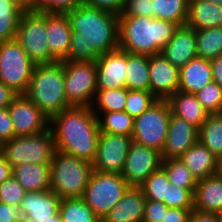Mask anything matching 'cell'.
I'll return each instance as SVG.
<instances>
[{
    "mask_svg": "<svg viewBox=\"0 0 222 222\" xmlns=\"http://www.w3.org/2000/svg\"><path fill=\"white\" fill-rule=\"evenodd\" d=\"M157 100L150 91L128 89L124 111L136 118Z\"/></svg>",
    "mask_w": 222,
    "mask_h": 222,
    "instance_id": "obj_38",
    "label": "cell"
},
{
    "mask_svg": "<svg viewBox=\"0 0 222 222\" xmlns=\"http://www.w3.org/2000/svg\"><path fill=\"white\" fill-rule=\"evenodd\" d=\"M83 4V0H52V13H65Z\"/></svg>",
    "mask_w": 222,
    "mask_h": 222,
    "instance_id": "obj_49",
    "label": "cell"
},
{
    "mask_svg": "<svg viewBox=\"0 0 222 222\" xmlns=\"http://www.w3.org/2000/svg\"><path fill=\"white\" fill-rule=\"evenodd\" d=\"M128 89H97L92 112L98 117L102 112L124 111Z\"/></svg>",
    "mask_w": 222,
    "mask_h": 222,
    "instance_id": "obj_31",
    "label": "cell"
},
{
    "mask_svg": "<svg viewBox=\"0 0 222 222\" xmlns=\"http://www.w3.org/2000/svg\"><path fill=\"white\" fill-rule=\"evenodd\" d=\"M26 192H44L51 189L50 164H22L12 174Z\"/></svg>",
    "mask_w": 222,
    "mask_h": 222,
    "instance_id": "obj_27",
    "label": "cell"
},
{
    "mask_svg": "<svg viewBox=\"0 0 222 222\" xmlns=\"http://www.w3.org/2000/svg\"><path fill=\"white\" fill-rule=\"evenodd\" d=\"M212 81L210 60L195 57L179 68L178 91L195 94Z\"/></svg>",
    "mask_w": 222,
    "mask_h": 222,
    "instance_id": "obj_22",
    "label": "cell"
},
{
    "mask_svg": "<svg viewBox=\"0 0 222 222\" xmlns=\"http://www.w3.org/2000/svg\"><path fill=\"white\" fill-rule=\"evenodd\" d=\"M13 174V168L6 161L5 157L0 156V184L8 180Z\"/></svg>",
    "mask_w": 222,
    "mask_h": 222,
    "instance_id": "obj_53",
    "label": "cell"
},
{
    "mask_svg": "<svg viewBox=\"0 0 222 222\" xmlns=\"http://www.w3.org/2000/svg\"><path fill=\"white\" fill-rule=\"evenodd\" d=\"M221 214L193 209L189 222H220Z\"/></svg>",
    "mask_w": 222,
    "mask_h": 222,
    "instance_id": "obj_48",
    "label": "cell"
},
{
    "mask_svg": "<svg viewBox=\"0 0 222 222\" xmlns=\"http://www.w3.org/2000/svg\"><path fill=\"white\" fill-rule=\"evenodd\" d=\"M100 132L132 136L134 118L125 111L102 112L98 117Z\"/></svg>",
    "mask_w": 222,
    "mask_h": 222,
    "instance_id": "obj_32",
    "label": "cell"
},
{
    "mask_svg": "<svg viewBox=\"0 0 222 222\" xmlns=\"http://www.w3.org/2000/svg\"><path fill=\"white\" fill-rule=\"evenodd\" d=\"M198 141V128L171 114L162 159H178Z\"/></svg>",
    "mask_w": 222,
    "mask_h": 222,
    "instance_id": "obj_16",
    "label": "cell"
},
{
    "mask_svg": "<svg viewBox=\"0 0 222 222\" xmlns=\"http://www.w3.org/2000/svg\"><path fill=\"white\" fill-rule=\"evenodd\" d=\"M198 141L218 159L222 156V113L209 114L198 129Z\"/></svg>",
    "mask_w": 222,
    "mask_h": 222,
    "instance_id": "obj_29",
    "label": "cell"
},
{
    "mask_svg": "<svg viewBox=\"0 0 222 222\" xmlns=\"http://www.w3.org/2000/svg\"><path fill=\"white\" fill-rule=\"evenodd\" d=\"M28 11L32 13H52V0H28Z\"/></svg>",
    "mask_w": 222,
    "mask_h": 222,
    "instance_id": "obj_50",
    "label": "cell"
},
{
    "mask_svg": "<svg viewBox=\"0 0 222 222\" xmlns=\"http://www.w3.org/2000/svg\"><path fill=\"white\" fill-rule=\"evenodd\" d=\"M120 16L154 18L153 0H124V7Z\"/></svg>",
    "mask_w": 222,
    "mask_h": 222,
    "instance_id": "obj_42",
    "label": "cell"
},
{
    "mask_svg": "<svg viewBox=\"0 0 222 222\" xmlns=\"http://www.w3.org/2000/svg\"><path fill=\"white\" fill-rule=\"evenodd\" d=\"M40 222H62V220L58 212L56 215L50 217V219H46L45 221H40Z\"/></svg>",
    "mask_w": 222,
    "mask_h": 222,
    "instance_id": "obj_55",
    "label": "cell"
},
{
    "mask_svg": "<svg viewBox=\"0 0 222 222\" xmlns=\"http://www.w3.org/2000/svg\"><path fill=\"white\" fill-rule=\"evenodd\" d=\"M178 27L162 19L119 16V48L132 54H160Z\"/></svg>",
    "mask_w": 222,
    "mask_h": 222,
    "instance_id": "obj_3",
    "label": "cell"
},
{
    "mask_svg": "<svg viewBox=\"0 0 222 222\" xmlns=\"http://www.w3.org/2000/svg\"><path fill=\"white\" fill-rule=\"evenodd\" d=\"M15 137L14 126L8 108H0V142L3 144Z\"/></svg>",
    "mask_w": 222,
    "mask_h": 222,
    "instance_id": "obj_44",
    "label": "cell"
},
{
    "mask_svg": "<svg viewBox=\"0 0 222 222\" xmlns=\"http://www.w3.org/2000/svg\"><path fill=\"white\" fill-rule=\"evenodd\" d=\"M72 30L64 61H97L103 53L119 48V16L82 4L65 12Z\"/></svg>",
    "mask_w": 222,
    "mask_h": 222,
    "instance_id": "obj_1",
    "label": "cell"
},
{
    "mask_svg": "<svg viewBox=\"0 0 222 222\" xmlns=\"http://www.w3.org/2000/svg\"><path fill=\"white\" fill-rule=\"evenodd\" d=\"M206 1L214 2L216 4L222 5V0H206Z\"/></svg>",
    "mask_w": 222,
    "mask_h": 222,
    "instance_id": "obj_57",
    "label": "cell"
},
{
    "mask_svg": "<svg viewBox=\"0 0 222 222\" xmlns=\"http://www.w3.org/2000/svg\"><path fill=\"white\" fill-rule=\"evenodd\" d=\"M132 143L130 136L100 132L93 171L121 174Z\"/></svg>",
    "mask_w": 222,
    "mask_h": 222,
    "instance_id": "obj_12",
    "label": "cell"
},
{
    "mask_svg": "<svg viewBox=\"0 0 222 222\" xmlns=\"http://www.w3.org/2000/svg\"><path fill=\"white\" fill-rule=\"evenodd\" d=\"M23 13L18 5L8 0H0V43L16 38Z\"/></svg>",
    "mask_w": 222,
    "mask_h": 222,
    "instance_id": "obj_34",
    "label": "cell"
},
{
    "mask_svg": "<svg viewBox=\"0 0 222 222\" xmlns=\"http://www.w3.org/2000/svg\"><path fill=\"white\" fill-rule=\"evenodd\" d=\"M59 214L62 222H100L83 198L61 199Z\"/></svg>",
    "mask_w": 222,
    "mask_h": 222,
    "instance_id": "obj_33",
    "label": "cell"
},
{
    "mask_svg": "<svg viewBox=\"0 0 222 222\" xmlns=\"http://www.w3.org/2000/svg\"><path fill=\"white\" fill-rule=\"evenodd\" d=\"M35 64L14 39L0 43V81L17 95H25Z\"/></svg>",
    "mask_w": 222,
    "mask_h": 222,
    "instance_id": "obj_8",
    "label": "cell"
},
{
    "mask_svg": "<svg viewBox=\"0 0 222 222\" xmlns=\"http://www.w3.org/2000/svg\"><path fill=\"white\" fill-rule=\"evenodd\" d=\"M168 209L165 203L146 199L142 222H162Z\"/></svg>",
    "mask_w": 222,
    "mask_h": 222,
    "instance_id": "obj_43",
    "label": "cell"
},
{
    "mask_svg": "<svg viewBox=\"0 0 222 222\" xmlns=\"http://www.w3.org/2000/svg\"><path fill=\"white\" fill-rule=\"evenodd\" d=\"M146 198L140 187L130 186L101 222H142Z\"/></svg>",
    "mask_w": 222,
    "mask_h": 222,
    "instance_id": "obj_21",
    "label": "cell"
},
{
    "mask_svg": "<svg viewBox=\"0 0 222 222\" xmlns=\"http://www.w3.org/2000/svg\"><path fill=\"white\" fill-rule=\"evenodd\" d=\"M197 57L213 60L222 54V27L196 30Z\"/></svg>",
    "mask_w": 222,
    "mask_h": 222,
    "instance_id": "obj_30",
    "label": "cell"
},
{
    "mask_svg": "<svg viewBox=\"0 0 222 222\" xmlns=\"http://www.w3.org/2000/svg\"><path fill=\"white\" fill-rule=\"evenodd\" d=\"M149 55L127 52L126 88L150 91Z\"/></svg>",
    "mask_w": 222,
    "mask_h": 222,
    "instance_id": "obj_28",
    "label": "cell"
},
{
    "mask_svg": "<svg viewBox=\"0 0 222 222\" xmlns=\"http://www.w3.org/2000/svg\"><path fill=\"white\" fill-rule=\"evenodd\" d=\"M150 92L158 100H167L179 87V68L173 66L163 55L149 56Z\"/></svg>",
    "mask_w": 222,
    "mask_h": 222,
    "instance_id": "obj_15",
    "label": "cell"
},
{
    "mask_svg": "<svg viewBox=\"0 0 222 222\" xmlns=\"http://www.w3.org/2000/svg\"><path fill=\"white\" fill-rule=\"evenodd\" d=\"M194 208H169L162 222H189Z\"/></svg>",
    "mask_w": 222,
    "mask_h": 222,
    "instance_id": "obj_47",
    "label": "cell"
},
{
    "mask_svg": "<svg viewBox=\"0 0 222 222\" xmlns=\"http://www.w3.org/2000/svg\"><path fill=\"white\" fill-rule=\"evenodd\" d=\"M189 0H153L154 18L185 26Z\"/></svg>",
    "mask_w": 222,
    "mask_h": 222,
    "instance_id": "obj_35",
    "label": "cell"
},
{
    "mask_svg": "<svg viewBox=\"0 0 222 222\" xmlns=\"http://www.w3.org/2000/svg\"><path fill=\"white\" fill-rule=\"evenodd\" d=\"M168 185H170L168 176L160 168L153 172L139 187L146 199L164 203V199H167Z\"/></svg>",
    "mask_w": 222,
    "mask_h": 222,
    "instance_id": "obj_37",
    "label": "cell"
},
{
    "mask_svg": "<svg viewBox=\"0 0 222 222\" xmlns=\"http://www.w3.org/2000/svg\"><path fill=\"white\" fill-rule=\"evenodd\" d=\"M18 5L24 12L28 11V0H8Z\"/></svg>",
    "mask_w": 222,
    "mask_h": 222,
    "instance_id": "obj_54",
    "label": "cell"
},
{
    "mask_svg": "<svg viewBox=\"0 0 222 222\" xmlns=\"http://www.w3.org/2000/svg\"><path fill=\"white\" fill-rule=\"evenodd\" d=\"M129 187L121 174L92 171L82 198L102 220L122 199Z\"/></svg>",
    "mask_w": 222,
    "mask_h": 222,
    "instance_id": "obj_7",
    "label": "cell"
},
{
    "mask_svg": "<svg viewBox=\"0 0 222 222\" xmlns=\"http://www.w3.org/2000/svg\"><path fill=\"white\" fill-rule=\"evenodd\" d=\"M194 192L195 189L181 188L170 183L167 199H164V203L169 208H194Z\"/></svg>",
    "mask_w": 222,
    "mask_h": 222,
    "instance_id": "obj_40",
    "label": "cell"
},
{
    "mask_svg": "<svg viewBox=\"0 0 222 222\" xmlns=\"http://www.w3.org/2000/svg\"><path fill=\"white\" fill-rule=\"evenodd\" d=\"M26 193V190L13 175L0 184V202L2 203L20 206Z\"/></svg>",
    "mask_w": 222,
    "mask_h": 222,
    "instance_id": "obj_41",
    "label": "cell"
},
{
    "mask_svg": "<svg viewBox=\"0 0 222 222\" xmlns=\"http://www.w3.org/2000/svg\"><path fill=\"white\" fill-rule=\"evenodd\" d=\"M72 30L65 13H46V35L50 50V63L68 57Z\"/></svg>",
    "mask_w": 222,
    "mask_h": 222,
    "instance_id": "obj_18",
    "label": "cell"
},
{
    "mask_svg": "<svg viewBox=\"0 0 222 222\" xmlns=\"http://www.w3.org/2000/svg\"><path fill=\"white\" fill-rule=\"evenodd\" d=\"M197 100L210 113H222V87L212 81L195 93Z\"/></svg>",
    "mask_w": 222,
    "mask_h": 222,
    "instance_id": "obj_39",
    "label": "cell"
},
{
    "mask_svg": "<svg viewBox=\"0 0 222 222\" xmlns=\"http://www.w3.org/2000/svg\"><path fill=\"white\" fill-rule=\"evenodd\" d=\"M194 209L222 215V176L218 173L197 180Z\"/></svg>",
    "mask_w": 222,
    "mask_h": 222,
    "instance_id": "obj_23",
    "label": "cell"
},
{
    "mask_svg": "<svg viewBox=\"0 0 222 222\" xmlns=\"http://www.w3.org/2000/svg\"><path fill=\"white\" fill-rule=\"evenodd\" d=\"M185 26L194 30L222 27V5L206 0H189Z\"/></svg>",
    "mask_w": 222,
    "mask_h": 222,
    "instance_id": "obj_25",
    "label": "cell"
},
{
    "mask_svg": "<svg viewBox=\"0 0 222 222\" xmlns=\"http://www.w3.org/2000/svg\"><path fill=\"white\" fill-rule=\"evenodd\" d=\"M171 111L167 100H157L140 116L134 118V143L156 149L161 153L168 132Z\"/></svg>",
    "mask_w": 222,
    "mask_h": 222,
    "instance_id": "obj_9",
    "label": "cell"
},
{
    "mask_svg": "<svg viewBox=\"0 0 222 222\" xmlns=\"http://www.w3.org/2000/svg\"><path fill=\"white\" fill-rule=\"evenodd\" d=\"M15 40L35 65L50 63L46 13L24 12L19 21Z\"/></svg>",
    "mask_w": 222,
    "mask_h": 222,
    "instance_id": "obj_11",
    "label": "cell"
},
{
    "mask_svg": "<svg viewBox=\"0 0 222 222\" xmlns=\"http://www.w3.org/2000/svg\"><path fill=\"white\" fill-rule=\"evenodd\" d=\"M171 114L181 117L198 129L210 114L197 100L195 94L176 91L167 99Z\"/></svg>",
    "mask_w": 222,
    "mask_h": 222,
    "instance_id": "obj_26",
    "label": "cell"
},
{
    "mask_svg": "<svg viewBox=\"0 0 222 222\" xmlns=\"http://www.w3.org/2000/svg\"><path fill=\"white\" fill-rule=\"evenodd\" d=\"M56 151L52 131L49 128L27 136H15L3 143L2 155L15 168L22 164H50Z\"/></svg>",
    "mask_w": 222,
    "mask_h": 222,
    "instance_id": "obj_6",
    "label": "cell"
},
{
    "mask_svg": "<svg viewBox=\"0 0 222 222\" xmlns=\"http://www.w3.org/2000/svg\"><path fill=\"white\" fill-rule=\"evenodd\" d=\"M163 57L173 66L181 68L197 57L196 30L179 26L170 41L161 50Z\"/></svg>",
    "mask_w": 222,
    "mask_h": 222,
    "instance_id": "obj_19",
    "label": "cell"
},
{
    "mask_svg": "<svg viewBox=\"0 0 222 222\" xmlns=\"http://www.w3.org/2000/svg\"><path fill=\"white\" fill-rule=\"evenodd\" d=\"M61 199L51 189L44 192H27L22 199L25 221L40 222L50 219L59 212Z\"/></svg>",
    "mask_w": 222,
    "mask_h": 222,
    "instance_id": "obj_20",
    "label": "cell"
},
{
    "mask_svg": "<svg viewBox=\"0 0 222 222\" xmlns=\"http://www.w3.org/2000/svg\"><path fill=\"white\" fill-rule=\"evenodd\" d=\"M16 96V93L0 81V108H8Z\"/></svg>",
    "mask_w": 222,
    "mask_h": 222,
    "instance_id": "obj_51",
    "label": "cell"
},
{
    "mask_svg": "<svg viewBox=\"0 0 222 222\" xmlns=\"http://www.w3.org/2000/svg\"><path fill=\"white\" fill-rule=\"evenodd\" d=\"M161 164L159 151L133 142L121 175L130 186L139 187L153 172L161 168Z\"/></svg>",
    "mask_w": 222,
    "mask_h": 222,
    "instance_id": "obj_14",
    "label": "cell"
},
{
    "mask_svg": "<svg viewBox=\"0 0 222 222\" xmlns=\"http://www.w3.org/2000/svg\"><path fill=\"white\" fill-rule=\"evenodd\" d=\"M161 168L167 174L170 183L186 189L196 188L197 179L179 158L162 159Z\"/></svg>",
    "mask_w": 222,
    "mask_h": 222,
    "instance_id": "obj_36",
    "label": "cell"
},
{
    "mask_svg": "<svg viewBox=\"0 0 222 222\" xmlns=\"http://www.w3.org/2000/svg\"><path fill=\"white\" fill-rule=\"evenodd\" d=\"M51 165V190L60 199L82 198L93 171L92 163L56 150Z\"/></svg>",
    "mask_w": 222,
    "mask_h": 222,
    "instance_id": "obj_5",
    "label": "cell"
},
{
    "mask_svg": "<svg viewBox=\"0 0 222 222\" xmlns=\"http://www.w3.org/2000/svg\"><path fill=\"white\" fill-rule=\"evenodd\" d=\"M24 213L20 206L0 202V222H23Z\"/></svg>",
    "mask_w": 222,
    "mask_h": 222,
    "instance_id": "obj_46",
    "label": "cell"
},
{
    "mask_svg": "<svg viewBox=\"0 0 222 222\" xmlns=\"http://www.w3.org/2000/svg\"><path fill=\"white\" fill-rule=\"evenodd\" d=\"M61 63L64 67L67 102L71 106L90 107L97 91L95 61H61Z\"/></svg>",
    "mask_w": 222,
    "mask_h": 222,
    "instance_id": "obj_10",
    "label": "cell"
},
{
    "mask_svg": "<svg viewBox=\"0 0 222 222\" xmlns=\"http://www.w3.org/2000/svg\"><path fill=\"white\" fill-rule=\"evenodd\" d=\"M55 148L92 163L95 159L100 129L97 116L88 106H71L50 118Z\"/></svg>",
    "mask_w": 222,
    "mask_h": 222,
    "instance_id": "obj_2",
    "label": "cell"
},
{
    "mask_svg": "<svg viewBox=\"0 0 222 222\" xmlns=\"http://www.w3.org/2000/svg\"><path fill=\"white\" fill-rule=\"evenodd\" d=\"M25 95L49 118L71 107L66 98L61 61L35 65Z\"/></svg>",
    "mask_w": 222,
    "mask_h": 222,
    "instance_id": "obj_4",
    "label": "cell"
},
{
    "mask_svg": "<svg viewBox=\"0 0 222 222\" xmlns=\"http://www.w3.org/2000/svg\"><path fill=\"white\" fill-rule=\"evenodd\" d=\"M213 81L222 87V54L210 61Z\"/></svg>",
    "mask_w": 222,
    "mask_h": 222,
    "instance_id": "obj_52",
    "label": "cell"
},
{
    "mask_svg": "<svg viewBox=\"0 0 222 222\" xmlns=\"http://www.w3.org/2000/svg\"><path fill=\"white\" fill-rule=\"evenodd\" d=\"M95 64L97 67V89L126 87V51L117 48L103 53Z\"/></svg>",
    "mask_w": 222,
    "mask_h": 222,
    "instance_id": "obj_17",
    "label": "cell"
},
{
    "mask_svg": "<svg viewBox=\"0 0 222 222\" xmlns=\"http://www.w3.org/2000/svg\"><path fill=\"white\" fill-rule=\"evenodd\" d=\"M179 159L197 180L218 173L219 159L199 141L182 154Z\"/></svg>",
    "mask_w": 222,
    "mask_h": 222,
    "instance_id": "obj_24",
    "label": "cell"
},
{
    "mask_svg": "<svg viewBox=\"0 0 222 222\" xmlns=\"http://www.w3.org/2000/svg\"><path fill=\"white\" fill-rule=\"evenodd\" d=\"M2 152H3V144L0 142V156H2Z\"/></svg>",
    "mask_w": 222,
    "mask_h": 222,
    "instance_id": "obj_58",
    "label": "cell"
},
{
    "mask_svg": "<svg viewBox=\"0 0 222 222\" xmlns=\"http://www.w3.org/2000/svg\"><path fill=\"white\" fill-rule=\"evenodd\" d=\"M218 174L222 176V156L219 158L218 161Z\"/></svg>",
    "mask_w": 222,
    "mask_h": 222,
    "instance_id": "obj_56",
    "label": "cell"
},
{
    "mask_svg": "<svg viewBox=\"0 0 222 222\" xmlns=\"http://www.w3.org/2000/svg\"><path fill=\"white\" fill-rule=\"evenodd\" d=\"M83 3L120 16L124 7V0H83Z\"/></svg>",
    "mask_w": 222,
    "mask_h": 222,
    "instance_id": "obj_45",
    "label": "cell"
},
{
    "mask_svg": "<svg viewBox=\"0 0 222 222\" xmlns=\"http://www.w3.org/2000/svg\"><path fill=\"white\" fill-rule=\"evenodd\" d=\"M15 136H27L49 129L50 118L26 95H17L8 106Z\"/></svg>",
    "mask_w": 222,
    "mask_h": 222,
    "instance_id": "obj_13",
    "label": "cell"
}]
</instances>
